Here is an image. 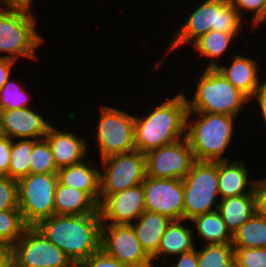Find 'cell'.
<instances>
[{"label": "cell", "mask_w": 266, "mask_h": 267, "mask_svg": "<svg viewBox=\"0 0 266 267\" xmlns=\"http://www.w3.org/2000/svg\"><path fill=\"white\" fill-rule=\"evenodd\" d=\"M27 227L19 209L0 211V248L10 250Z\"/></svg>", "instance_id": "obj_28"}, {"label": "cell", "mask_w": 266, "mask_h": 267, "mask_svg": "<svg viewBox=\"0 0 266 267\" xmlns=\"http://www.w3.org/2000/svg\"><path fill=\"white\" fill-rule=\"evenodd\" d=\"M241 160L218 161V190L220 199L251 193L263 180H249L248 169Z\"/></svg>", "instance_id": "obj_19"}, {"label": "cell", "mask_w": 266, "mask_h": 267, "mask_svg": "<svg viewBox=\"0 0 266 267\" xmlns=\"http://www.w3.org/2000/svg\"><path fill=\"white\" fill-rule=\"evenodd\" d=\"M197 248L198 267H234L235 249L232 244H204Z\"/></svg>", "instance_id": "obj_29"}, {"label": "cell", "mask_w": 266, "mask_h": 267, "mask_svg": "<svg viewBox=\"0 0 266 267\" xmlns=\"http://www.w3.org/2000/svg\"><path fill=\"white\" fill-rule=\"evenodd\" d=\"M135 117V150L141 153L174 143L186 136L188 104L186 94L178 93Z\"/></svg>", "instance_id": "obj_2"}, {"label": "cell", "mask_w": 266, "mask_h": 267, "mask_svg": "<svg viewBox=\"0 0 266 267\" xmlns=\"http://www.w3.org/2000/svg\"><path fill=\"white\" fill-rule=\"evenodd\" d=\"M11 141L7 136L0 134V175L9 176Z\"/></svg>", "instance_id": "obj_37"}, {"label": "cell", "mask_w": 266, "mask_h": 267, "mask_svg": "<svg viewBox=\"0 0 266 267\" xmlns=\"http://www.w3.org/2000/svg\"><path fill=\"white\" fill-rule=\"evenodd\" d=\"M14 63L11 59L0 58V89L11 78Z\"/></svg>", "instance_id": "obj_39"}, {"label": "cell", "mask_w": 266, "mask_h": 267, "mask_svg": "<svg viewBox=\"0 0 266 267\" xmlns=\"http://www.w3.org/2000/svg\"><path fill=\"white\" fill-rule=\"evenodd\" d=\"M33 149V139L11 141L9 177L19 180L29 175V158Z\"/></svg>", "instance_id": "obj_30"}, {"label": "cell", "mask_w": 266, "mask_h": 267, "mask_svg": "<svg viewBox=\"0 0 266 267\" xmlns=\"http://www.w3.org/2000/svg\"><path fill=\"white\" fill-rule=\"evenodd\" d=\"M171 221L170 218L159 213L144 211L132 223L137 239L150 258L157 253L161 238Z\"/></svg>", "instance_id": "obj_22"}, {"label": "cell", "mask_w": 266, "mask_h": 267, "mask_svg": "<svg viewBox=\"0 0 266 267\" xmlns=\"http://www.w3.org/2000/svg\"><path fill=\"white\" fill-rule=\"evenodd\" d=\"M87 160L59 169L58 182L86 192L99 205L101 170L97 169V165L92 167L94 160Z\"/></svg>", "instance_id": "obj_21"}, {"label": "cell", "mask_w": 266, "mask_h": 267, "mask_svg": "<svg viewBox=\"0 0 266 267\" xmlns=\"http://www.w3.org/2000/svg\"><path fill=\"white\" fill-rule=\"evenodd\" d=\"M55 214H100L98 204L84 191L57 183L54 195Z\"/></svg>", "instance_id": "obj_24"}, {"label": "cell", "mask_w": 266, "mask_h": 267, "mask_svg": "<svg viewBox=\"0 0 266 267\" xmlns=\"http://www.w3.org/2000/svg\"><path fill=\"white\" fill-rule=\"evenodd\" d=\"M216 69L234 87L241 90L251 100L256 96L262 83L256 59L237 54L229 66L219 64L216 66Z\"/></svg>", "instance_id": "obj_18"}, {"label": "cell", "mask_w": 266, "mask_h": 267, "mask_svg": "<svg viewBox=\"0 0 266 267\" xmlns=\"http://www.w3.org/2000/svg\"><path fill=\"white\" fill-rule=\"evenodd\" d=\"M260 192L261 183L249 194L220 199L217 210L232 235L260 209Z\"/></svg>", "instance_id": "obj_20"}, {"label": "cell", "mask_w": 266, "mask_h": 267, "mask_svg": "<svg viewBox=\"0 0 266 267\" xmlns=\"http://www.w3.org/2000/svg\"><path fill=\"white\" fill-rule=\"evenodd\" d=\"M32 13L0 7V58L37 59L36 51L44 39L38 34L36 17Z\"/></svg>", "instance_id": "obj_6"}, {"label": "cell", "mask_w": 266, "mask_h": 267, "mask_svg": "<svg viewBox=\"0 0 266 267\" xmlns=\"http://www.w3.org/2000/svg\"><path fill=\"white\" fill-rule=\"evenodd\" d=\"M260 209L266 215V177L261 182Z\"/></svg>", "instance_id": "obj_42"}, {"label": "cell", "mask_w": 266, "mask_h": 267, "mask_svg": "<svg viewBox=\"0 0 266 267\" xmlns=\"http://www.w3.org/2000/svg\"><path fill=\"white\" fill-rule=\"evenodd\" d=\"M176 263H172L171 267H198L197 249L178 255L175 257Z\"/></svg>", "instance_id": "obj_38"}, {"label": "cell", "mask_w": 266, "mask_h": 267, "mask_svg": "<svg viewBox=\"0 0 266 267\" xmlns=\"http://www.w3.org/2000/svg\"><path fill=\"white\" fill-rule=\"evenodd\" d=\"M245 21V22H244ZM243 19L229 0H205L187 17L186 22L170 38L166 54L178 50L181 46L191 45L211 30L240 36Z\"/></svg>", "instance_id": "obj_3"}, {"label": "cell", "mask_w": 266, "mask_h": 267, "mask_svg": "<svg viewBox=\"0 0 266 267\" xmlns=\"http://www.w3.org/2000/svg\"><path fill=\"white\" fill-rule=\"evenodd\" d=\"M35 227L74 264L89 258L101 248L100 214H54L41 220Z\"/></svg>", "instance_id": "obj_1"}, {"label": "cell", "mask_w": 266, "mask_h": 267, "mask_svg": "<svg viewBox=\"0 0 266 267\" xmlns=\"http://www.w3.org/2000/svg\"><path fill=\"white\" fill-rule=\"evenodd\" d=\"M145 155L146 176L153 178L184 179L196 161L186 137Z\"/></svg>", "instance_id": "obj_13"}, {"label": "cell", "mask_w": 266, "mask_h": 267, "mask_svg": "<svg viewBox=\"0 0 266 267\" xmlns=\"http://www.w3.org/2000/svg\"><path fill=\"white\" fill-rule=\"evenodd\" d=\"M182 183L184 220L189 222L197 216L217 210L220 202L218 161L196 160Z\"/></svg>", "instance_id": "obj_7"}, {"label": "cell", "mask_w": 266, "mask_h": 267, "mask_svg": "<svg viewBox=\"0 0 266 267\" xmlns=\"http://www.w3.org/2000/svg\"><path fill=\"white\" fill-rule=\"evenodd\" d=\"M98 210L102 224H132L145 211L143 184L107 195Z\"/></svg>", "instance_id": "obj_15"}, {"label": "cell", "mask_w": 266, "mask_h": 267, "mask_svg": "<svg viewBox=\"0 0 266 267\" xmlns=\"http://www.w3.org/2000/svg\"><path fill=\"white\" fill-rule=\"evenodd\" d=\"M0 267H11L10 250L0 248Z\"/></svg>", "instance_id": "obj_43"}, {"label": "cell", "mask_w": 266, "mask_h": 267, "mask_svg": "<svg viewBox=\"0 0 266 267\" xmlns=\"http://www.w3.org/2000/svg\"><path fill=\"white\" fill-rule=\"evenodd\" d=\"M190 222L195 223L197 236H200L205 244H232V234L218 210L197 216Z\"/></svg>", "instance_id": "obj_25"}, {"label": "cell", "mask_w": 266, "mask_h": 267, "mask_svg": "<svg viewBox=\"0 0 266 267\" xmlns=\"http://www.w3.org/2000/svg\"><path fill=\"white\" fill-rule=\"evenodd\" d=\"M189 100L188 113H219L239 117L251 99L234 87L216 68H205ZM244 105V106H243Z\"/></svg>", "instance_id": "obj_5"}, {"label": "cell", "mask_w": 266, "mask_h": 267, "mask_svg": "<svg viewBox=\"0 0 266 267\" xmlns=\"http://www.w3.org/2000/svg\"><path fill=\"white\" fill-rule=\"evenodd\" d=\"M50 122L32 107L0 110V134L12 140L43 139Z\"/></svg>", "instance_id": "obj_16"}, {"label": "cell", "mask_w": 266, "mask_h": 267, "mask_svg": "<svg viewBox=\"0 0 266 267\" xmlns=\"http://www.w3.org/2000/svg\"><path fill=\"white\" fill-rule=\"evenodd\" d=\"M100 202L110 194L143 184L146 155L138 150L112 154L100 159Z\"/></svg>", "instance_id": "obj_9"}, {"label": "cell", "mask_w": 266, "mask_h": 267, "mask_svg": "<svg viewBox=\"0 0 266 267\" xmlns=\"http://www.w3.org/2000/svg\"><path fill=\"white\" fill-rule=\"evenodd\" d=\"M234 248H266V215L259 209L232 235Z\"/></svg>", "instance_id": "obj_27"}, {"label": "cell", "mask_w": 266, "mask_h": 267, "mask_svg": "<svg viewBox=\"0 0 266 267\" xmlns=\"http://www.w3.org/2000/svg\"><path fill=\"white\" fill-rule=\"evenodd\" d=\"M143 189L145 211L159 213L171 220L183 219L184 188L182 179L146 176Z\"/></svg>", "instance_id": "obj_14"}, {"label": "cell", "mask_w": 266, "mask_h": 267, "mask_svg": "<svg viewBox=\"0 0 266 267\" xmlns=\"http://www.w3.org/2000/svg\"><path fill=\"white\" fill-rule=\"evenodd\" d=\"M11 267H75L72 260L35 226L10 248Z\"/></svg>", "instance_id": "obj_10"}, {"label": "cell", "mask_w": 266, "mask_h": 267, "mask_svg": "<svg viewBox=\"0 0 266 267\" xmlns=\"http://www.w3.org/2000/svg\"><path fill=\"white\" fill-rule=\"evenodd\" d=\"M18 208L28 226L55 214L54 195L57 173L29 174L18 181Z\"/></svg>", "instance_id": "obj_8"}, {"label": "cell", "mask_w": 266, "mask_h": 267, "mask_svg": "<svg viewBox=\"0 0 266 267\" xmlns=\"http://www.w3.org/2000/svg\"><path fill=\"white\" fill-rule=\"evenodd\" d=\"M256 101L260 107L261 117L266 124V78L262 80L261 86L257 91L256 96L252 99Z\"/></svg>", "instance_id": "obj_41"}, {"label": "cell", "mask_w": 266, "mask_h": 267, "mask_svg": "<svg viewBox=\"0 0 266 267\" xmlns=\"http://www.w3.org/2000/svg\"><path fill=\"white\" fill-rule=\"evenodd\" d=\"M18 81L9 79L0 89V110L28 108L32 95Z\"/></svg>", "instance_id": "obj_32"}, {"label": "cell", "mask_w": 266, "mask_h": 267, "mask_svg": "<svg viewBox=\"0 0 266 267\" xmlns=\"http://www.w3.org/2000/svg\"><path fill=\"white\" fill-rule=\"evenodd\" d=\"M241 17L245 13H251V23L248 26L251 29L258 27L266 22V0H229ZM242 10V11H241ZM246 11V12H245ZM245 12V13H244Z\"/></svg>", "instance_id": "obj_33"}, {"label": "cell", "mask_w": 266, "mask_h": 267, "mask_svg": "<svg viewBox=\"0 0 266 267\" xmlns=\"http://www.w3.org/2000/svg\"><path fill=\"white\" fill-rule=\"evenodd\" d=\"M18 208V182L0 175V211Z\"/></svg>", "instance_id": "obj_35"}, {"label": "cell", "mask_w": 266, "mask_h": 267, "mask_svg": "<svg viewBox=\"0 0 266 267\" xmlns=\"http://www.w3.org/2000/svg\"><path fill=\"white\" fill-rule=\"evenodd\" d=\"M34 0H0V7L7 9H21L31 11Z\"/></svg>", "instance_id": "obj_40"}, {"label": "cell", "mask_w": 266, "mask_h": 267, "mask_svg": "<svg viewBox=\"0 0 266 267\" xmlns=\"http://www.w3.org/2000/svg\"><path fill=\"white\" fill-rule=\"evenodd\" d=\"M101 249L126 267H154L143 250L132 224H102Z\"/></svg>", "instance_id": "obj_12"}, {"label": "cell", "mask_w": 266, "mask_h": 267, "mask_svg": "<svg viewBox=\"0 0 266 267\" xmlns=\"http://www.w3.org/2000/svg\"><path fill=\"white\" fill-rule=\"evenodd\" d=\"M235 249V267H266V248L240 247Z\"/></svg>", "instance_id": "obj_34"}, {"label": "cell", "mask_w": 266, "mask_h": 267, "mask_svg": "<svg viewBox=\"0 0 266 267\" xmlns=\"http://www.w3.org/2000/svg\"><path fill=\"white\" fill-rule=\"evenodd\" d=\"M75 267H126V266L100 248L89 258L84 259L75 264Z\"/></svg>", "instance_id": "obj_36"}, {"label": "cell", "mask_w": 266, "mask_h": 267, "mask_svg": "<svg viewBox=\"0 0 266 267\" xmlns=\"http://www.w3.org/2000/svg\"><path fill=\"white\" fill-rule=\"evenodd\" d=\"M237 118L219 113H188L185 137L193 151L195 160H229L230 158L223 154H226L233 135H235L233 134L234 120Z\"/></svg>", "instance_id": "obj_4"}, {"label": "cell", "mask_w": 266, "mask_h": 267, "mask_svg": "<svg viewBox=\"0 0 266 267\" xmlns=\"http://www.w3.org/2000/svg\"><path fill=\"white\" fill-rule=\"evenodd\" d=\"M95 129L100 159L135 150V117L115 107L101 106Z\"/></svg>", "instance_id": "obj_11"}, {"label": "cell", "mask_w": 266, "mask_h": 267, "mask_svg": "<svg viewBox=\"0 0 266 267\" xmlns=\"http://www.w3.org/2000/svg\"><path fill=\"white\" fill-rule=\"evenodd\" d=\"M51 147L45 138L33 139V149L29 158V174L57 173Z\"/></svg>", "instance_id": "obj_31"}, {"label": "cell", "mask_w": 266, "mask_h": 267, "mask_svg": "<svg viewBox=\"0 0 266 267\" xmlns=\"http://www.w3.org/2000/svg\"><path fill=\"white\" fill-rule=\"evenodd\" d=\"M235 39L236 37L231 33L211 30L198 38L192 45L200 56L209 59L207 68H216L219 63H222L220 57H224V53L228 51L229 46L232 42L234 43Z\"/></svg>", "instance_id": "obj_26"}, {"label": "cell", "mask_w": 266, "mask_h": 267, "mask_svg": "<svg viewBox=\"0 0 266 267\" xmlns=\"http://www.w3.org/2000/svg\"><path fill=\"white\" fill-rule=\"evenodd\" d=\"M184 222H186L184 219L171 221L161 238L157 253L151 258L152 263L155 259L160 258L165 265L166 256L177 257L197 248L193 241L192 227H187Z\"/></svg>", "instance_id": "obj_23"}, {"label": "cell", "mask_w": 266, "mask_h": 267, "mask_svg": "<svg viewBox=\"0 0 266 267\" xmlns=\"http://www.w3.org/2000/svg\"><path fill=\"white\" fill-rule=\"evenodd\" d=\"M44 138L51 147L58 170L82 162L87 155L86 139L73 132L60 131L51 125Z\"/></svg>", "instance_id": "obj_17"}]
</instances>
